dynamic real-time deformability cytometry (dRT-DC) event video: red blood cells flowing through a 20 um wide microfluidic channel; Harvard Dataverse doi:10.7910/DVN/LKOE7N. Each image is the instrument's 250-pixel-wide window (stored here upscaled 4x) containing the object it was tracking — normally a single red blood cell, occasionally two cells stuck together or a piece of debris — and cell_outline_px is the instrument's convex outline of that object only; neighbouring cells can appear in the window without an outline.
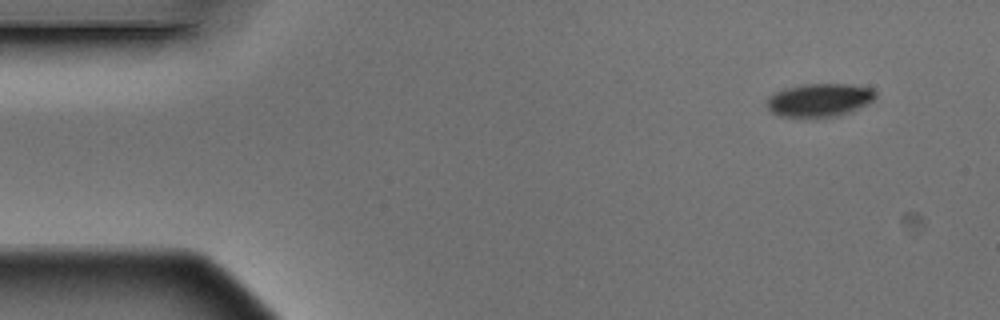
{"species": "Egyptian fruit bat (a non-hibernating species)", "species_latin": "Rousettus aegyptiacus", "temperature_condition": "warm", "stored_images_in_passage": 4, "camera_frame_rate_fps": 3000, "um_per_image_px": 0.085, "animal": {"sex": "male"}, "frame": {"image": 1, "passage_image": 1, "time_ms": 0.0, "image_size_px": [1000, 320], "cell_outline_px": [[876, 96], [868, 104], [848, 112], [836, 116], [780, 116], [772, 112], [764, 104], [768, 96], [784, 88], [804, 84], [852, 84], [872, 88], [876, 92]], "centroid_in_image_um": [69.64, 8.48], "position_along_channel_um": 15.4, "area_um2": 20.92}}
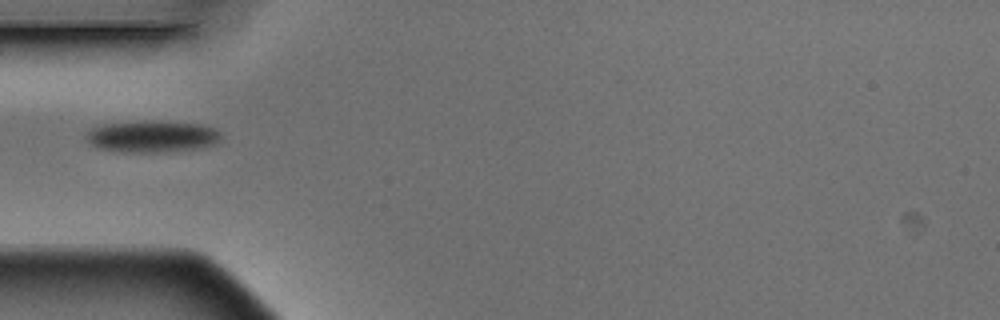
{"frame": {"image": 2, "passage_image": 4, "time_ms": 1.0, "image_size_px": [1000, 320], "cell_outline_px": [[220, 140], [216, 144], [196, 148], [160, 152], [124, 152], [100, 148], [92, 144], [88, 140], [88, 132], [92, 128], [104, 124], [152, 120], [200, 124], [212, 128], [220, 132]], "centroid_in_image_um": [12.96, 11.59], "position_along_channel_um": 72.0, "area_um2": 24.57}}